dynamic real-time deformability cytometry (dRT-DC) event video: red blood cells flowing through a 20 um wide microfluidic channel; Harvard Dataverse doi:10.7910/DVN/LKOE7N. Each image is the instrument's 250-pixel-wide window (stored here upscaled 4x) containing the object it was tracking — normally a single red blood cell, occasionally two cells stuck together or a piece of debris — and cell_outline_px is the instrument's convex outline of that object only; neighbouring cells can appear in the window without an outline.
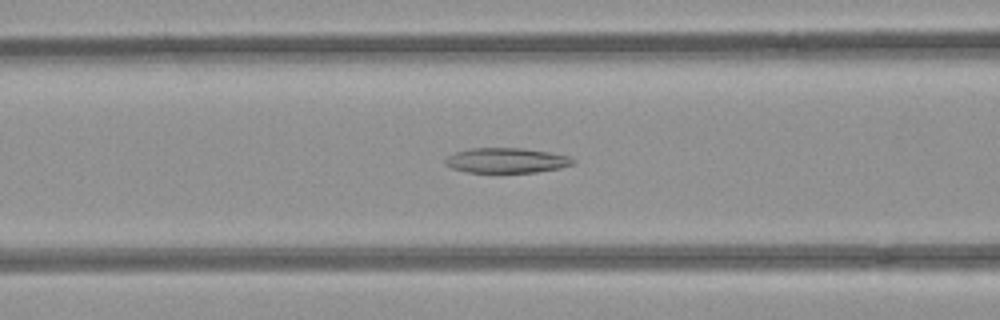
{"species": "common noctule bat (a hibernating species)", "species_latin": "Nyctalus noctula", "temperature_condition": "room temperature", "stored_images_in_passage": 50, "camera_frame_rate_fps": 3000, "um_per_image_px": 0.085, "animal": {"sex": "female", "body_mass_g": 21.9}, "frame": {"image": 1, "passage_image": 21, "time_ms": 6.667, "image_size_px": [1000, 320], "cell_outline_px": [[576, 160], [572, 164], [560, 168], [536, 172], [468, 172], [452, 168], [444, 164], [444, 160], [448, 156], [456, 152], [472, 148], [520, 148], [548, 152], [568, 156]], "centroid_in_image_um": [43.03, 13.64], "position_along_channel_um": 123.6, "area_um2": 18.44}}
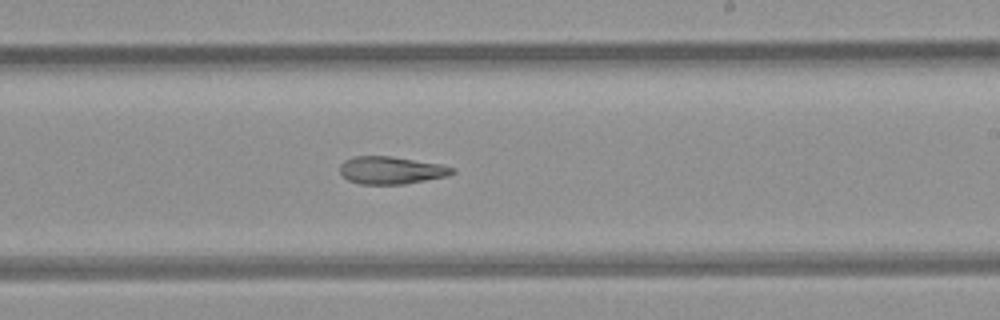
{"frame": {"image": 2, "passage_image": 31, "time_ms": 10.0, "image_size_px": [1000, 320], "cell_outline_px": [[456, 172], [448, 176], [404, 184], [360, 184], [348, 180], [340, 172], [340, 164], [344, 160], [352, 156], [392, 156], [440, 164], [456, 168]], "centroid_in_image_um": [33.26, 14.46], "position_along_channel_um": 255.7, "area_um2": 18.15}}
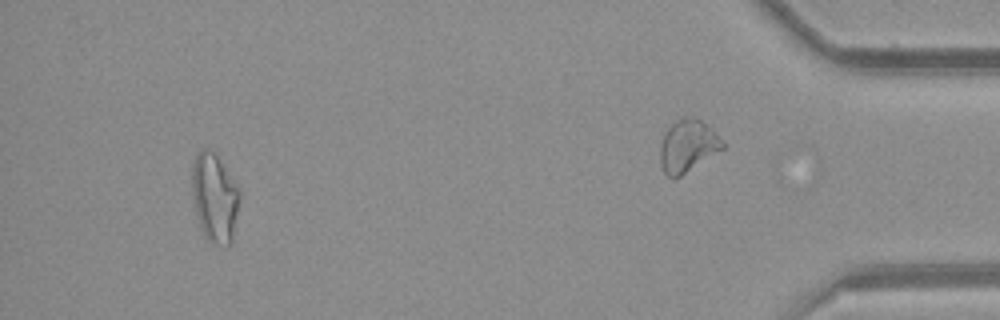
{"frame": {"image": 3, "passage_image": 49, "time_ms": 16.0, "image_size_px": [1000, 320], "cell_outline_px": [[240, 200], [232, 244], [216, 244], [208, 240], [204, 236], [200, 228], [196, 212], [192, 192], [192, 164], [196, 156], [204, 148], [216, 152], [240, 192]], "centroid_in_image_um": [18.25, 16.81], "position_along_channel_um": 416.9, "area_um2": 24.57}, "authors_computed_cell_mechanics": {"area_um2": 20.6346, "velocity_mm_per_s": 3.9671, "shape_relaxation_time_tau1_ms": null, "shape_relaxation_time_tau2_ms": 6.608, "deformation_change_tau1": null, "deformation_change_tau2": 0.1694}}